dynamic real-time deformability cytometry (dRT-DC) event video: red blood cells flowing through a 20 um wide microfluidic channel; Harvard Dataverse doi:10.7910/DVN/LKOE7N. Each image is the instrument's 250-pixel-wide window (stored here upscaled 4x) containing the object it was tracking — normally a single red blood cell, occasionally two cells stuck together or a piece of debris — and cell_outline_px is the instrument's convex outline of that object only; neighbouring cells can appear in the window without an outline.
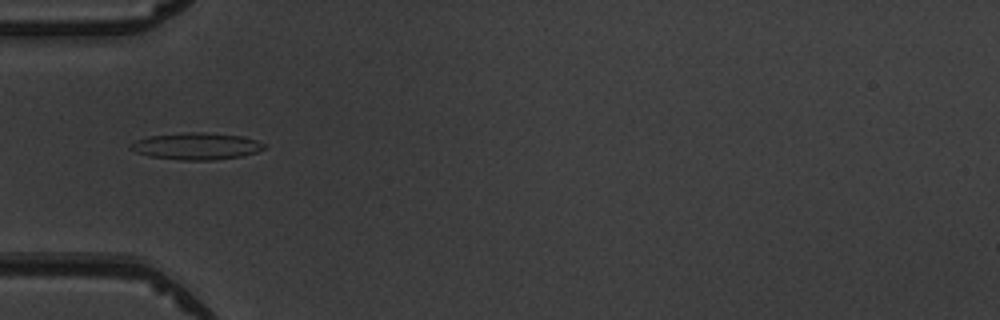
{"species": "common noctule bat (a hibernating species)", "species_latin": "Nyctalus noctula", "temperature_condition": "warm", "stored_images_in_passage": 7, "camera_frame_rate_fps": 3000, "um_per_image_px": 0.085, "animal": {"sex": "male", "body_mass_g": 19.5, "forearm_length_mm": 54.6}, "frame": {"image": 1, "passage_image": 5, "time_ms": 4.667, "image_size_px": [1000, 320], "cell_outline_px": [[268, 148], [256, 152], [240, 156], [212, 160], [180, 160], [148, 156], [136, 152], [128, 148], [128, 144], [136, 140], [148, 136], [184, 132], [204, 132], [244, 136], [268, 144]], "centroid_in_image_um": [16.7, 12.41], "position_along_channel_um": 68.3, "area_um2": 21.21}}
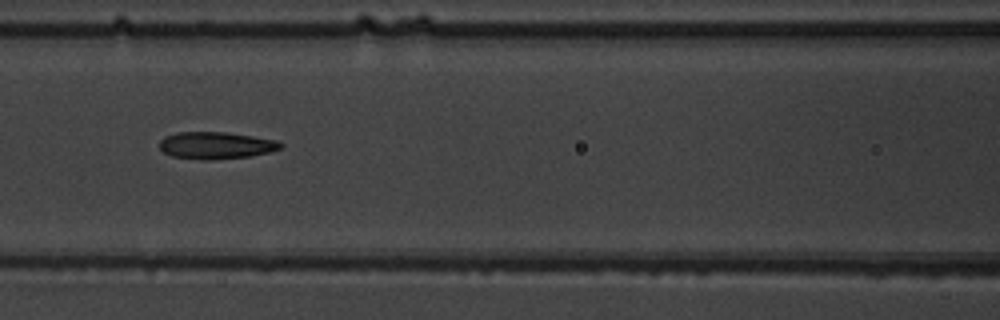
{"frame": {"image": 2, "passage_image": 7, "time_ms": 6.667, "image_size_px": [1000, 320], "cell_outline_px": [[284, 144], [280, 148], [268, 152], [248, 156], [208, 160], [204, 160], [172, 156], [164, 152], [160, 148], [160, 140], [164, 136], [176, 132], [224, 132], [252, 136], [276, 140]], "centroid_in_image_um": [18.32, 12.35], "position_along_channel_um": 148.3, "area_um2": 18.9}}